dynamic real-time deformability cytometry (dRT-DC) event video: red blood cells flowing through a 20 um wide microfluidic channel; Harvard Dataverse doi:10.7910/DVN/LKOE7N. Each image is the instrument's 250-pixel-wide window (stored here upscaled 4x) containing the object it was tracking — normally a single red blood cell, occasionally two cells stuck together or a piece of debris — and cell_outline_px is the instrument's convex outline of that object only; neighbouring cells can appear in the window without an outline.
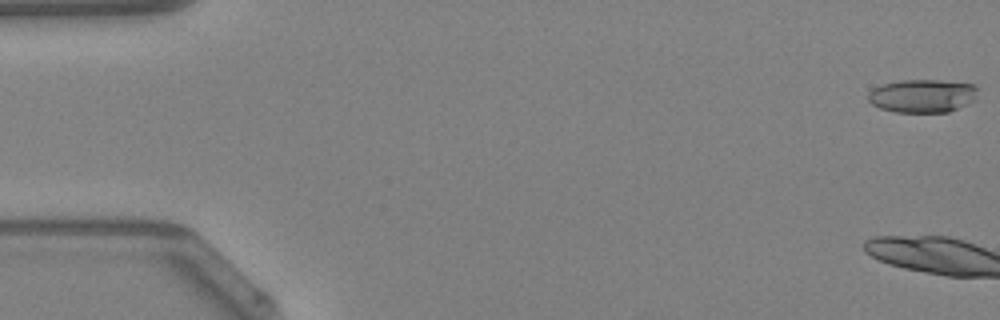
{"species": "Egyptian fruit bat (a non-hibernating species)", "species_latin": "Rousettus aegyptiacus", "temperature_condition": "warm", "stored_images_in_passage": 4, "camera_frame_rate_fps": 3000, "um_per_image_px": 0.085, "animal": {"sex": "female"}, "frame": {"image": 1, "passage_image": 1, "time_ms": 0.0, "image_size_px": [1000, 320], "cell_outline_px": [[976, 100], [968, 104], [948, 112], [896, 112], [880, 108], [872, 104], [868, 100], [868, 92], [872, 88], [884, 84], [900, 80], [940, 80], [972, 84], [976, 88]], "centroid_in_image_um": [78.4, 8.15], "position_along_channel_um": 6.6, "area_um2": 21.27}}